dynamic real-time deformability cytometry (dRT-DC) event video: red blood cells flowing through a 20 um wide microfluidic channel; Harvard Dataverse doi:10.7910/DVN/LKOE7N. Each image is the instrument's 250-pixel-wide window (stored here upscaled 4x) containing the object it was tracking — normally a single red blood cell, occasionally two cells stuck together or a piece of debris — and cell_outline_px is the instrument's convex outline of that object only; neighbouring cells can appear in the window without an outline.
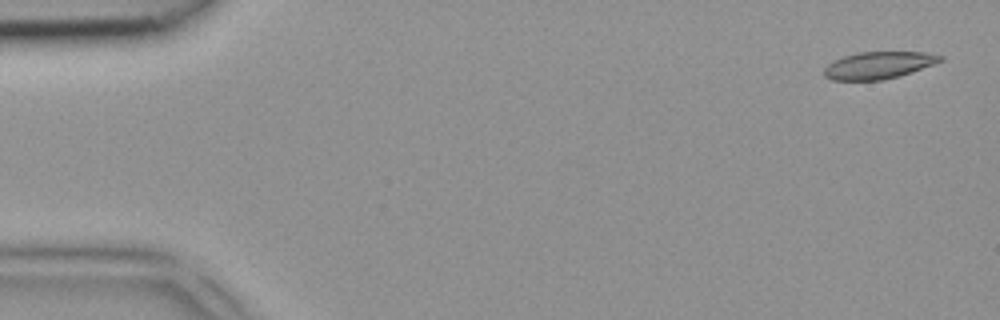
{"species": "common noctule bat (a hibernating species)", "species_latin": "Nyctalus noctula", "temperature_condition": "room temperature", "stored_images_in_passage": 4, "camera_frame_rate_fps": 3000, "um_per_image_px": 0.085, "animal": {"sex": "female", "body_mass_g": 18.4}, "frame": {"image": 1, "passage_image": 1, "time_ms": 0.0, "image_size_px": [1000, 320], "cell_outline_px": [[944, 60], [900, 76], [880, 80], [832, 80], [824, 76], [824, 68], [832, 60], [856, 52], [924, 52], [944, 56]], "centroid_in_image_um": [74.65, 5.54], "position_along_channel_um": 10.3, "area_um2": 18.38}}
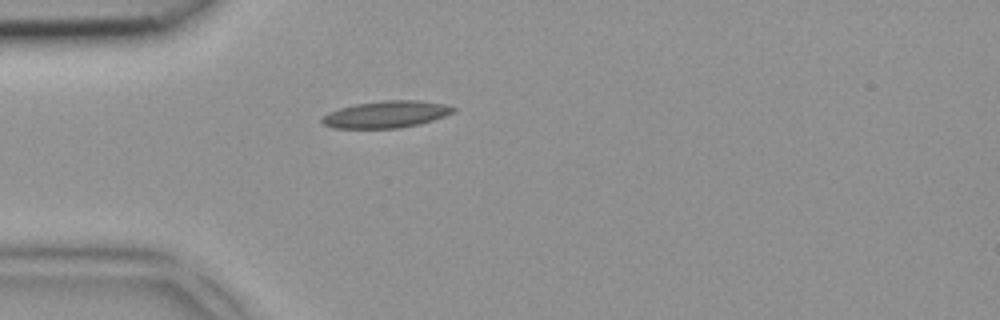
{"frame": {"image": 2, "passage_image": 4, "time_ms": 1.0, "image_size_px": [1000, 320], "cell_outline_px": [[456, 112], [420, 124], [400, 128], [332, 128], [324, 124], [320, 120], [328, 112], [340, 108], [356, 104], [384, 100], [416, 100], [444, 104], [456, 108]], "centroid_in_image_um": [32.83, 9.72], "position_along_channel_um": 52.2, "area_um2": 20.52}}